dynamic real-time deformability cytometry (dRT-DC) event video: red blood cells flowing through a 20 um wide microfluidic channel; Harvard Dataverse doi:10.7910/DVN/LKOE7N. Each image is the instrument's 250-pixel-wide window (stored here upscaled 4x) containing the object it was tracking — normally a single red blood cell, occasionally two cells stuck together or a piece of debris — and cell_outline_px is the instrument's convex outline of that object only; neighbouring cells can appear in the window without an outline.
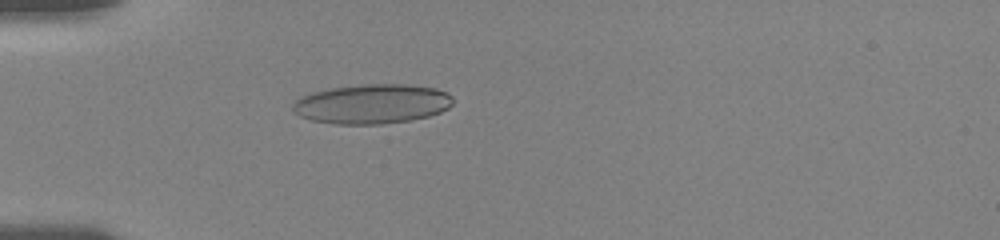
{"species": "human", "species_latin": "Homo sapiens", "temperature_condition": "room temperature", "stored_images_in_passage": 32, "camera_frame_rate_fps": 3000, "um_per_image_px": 0.085, "donor": {"sex": "female"}, "frame": {"image": 1, "passage_image": 7, "time_ms": 5.333, "image_size_px": [1000, 240], "cell_outline_px": [[452, 104], [448, 108], [440, 112], [428, 116], [408, 120], [380, 124], [336, 124], [312, 120], [300, 116], [292, 112], [292, 104], [300, 96], [308, 92], [332, 88], [364, 84], [408, 84], [436, 88], [448, 92], [452, 96]], "centroid_in_image_um": [31.6, 8.82], "position_along_channel_um": 53.4, "area_um2": 37.11}}
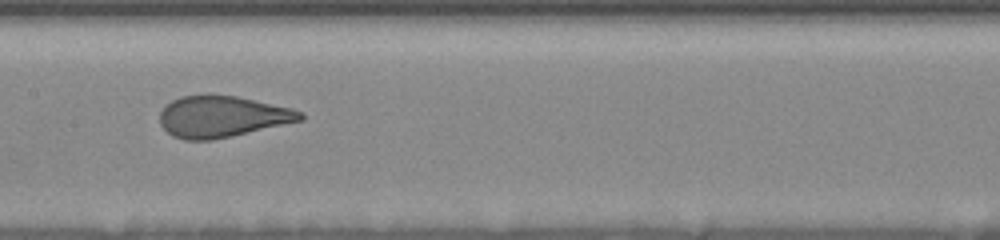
{"frame": {"image": 2, "passage_image": 18, "time_ms": 9.333, "image_size_px": [1000, 240], "cell_outline_px": [[304, 120], [232, 136], [212, 140], [184, 140], [172, 136], [160, 124], [160, 112], [164, 104], [180, 96], [208, 92], [236, 96], [292, 108], [304, 112]], "centroid_in_image_um": [18.86, 9.88], "position_along_channel_um": 188.5, "area_um2": 34.56}}
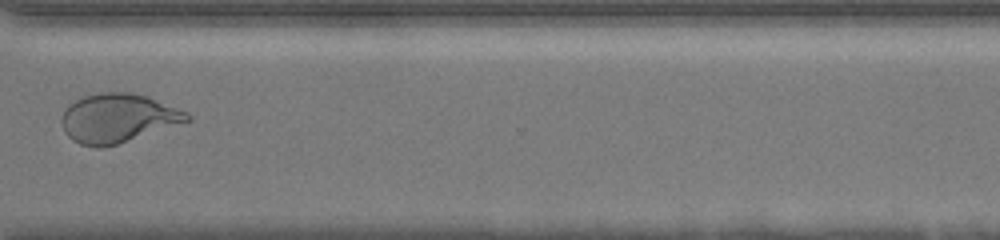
{"frame": {"image": 3, "passage_image": 24, "time_ms": 14.0, "image_size_px": [1000, 240], "cell_outline_px": [[192, 120], [116, 144], [100, 148], [96, 148], [80, 144], [72, 140], [64, 132], [60, 120], [68, 104], [84, 96], [100, 92], [128, 92], [148, 96], [188, 112], [192, 116]], "centroid_in_image_um": [10.01, 10.04], "position_along_channel_um": 360.6, "area_um2": 35.78}, "authors_computed_cell_mechanics": {"area_um2": 36.0672, "velocity_mm_per_s": 3.7092, "shape_relaxation_time_tau1_ms": 5.6094, "shape_relaxation_time_tau2_ms": null, "deformation_change_tau1": 0.2089, "deformation_change_tau2": null}}